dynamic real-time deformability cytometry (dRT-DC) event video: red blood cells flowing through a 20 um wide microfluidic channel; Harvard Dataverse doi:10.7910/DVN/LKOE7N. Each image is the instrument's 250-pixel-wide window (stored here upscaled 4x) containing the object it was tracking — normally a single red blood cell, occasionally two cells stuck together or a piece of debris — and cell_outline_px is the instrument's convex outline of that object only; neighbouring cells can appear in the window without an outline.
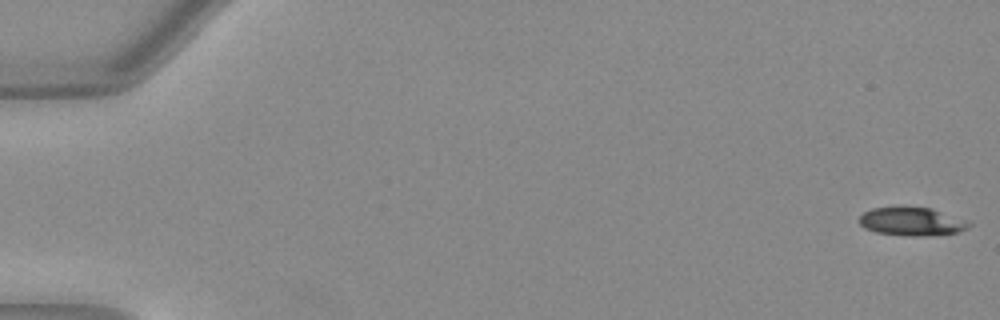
{"species": "Egyptian fruit bat (a non-hibernating species)", "species_latin": "Rousettus aegyptiacus", "temperature_condition": "warm", "stored_images_in_passage": 52, "camera_frame_rate_fps": 3000, "um_per_image_px": 0.085, "animal": {"sex": "female"}, "frame": {"image": 1, "passage_image": 1, "time_ms": 0.0, "image_size_px": [1000, 320], "cell_outline_px": [[972, 224], [968, 228], [956, 232], [924, 236], [904, 236], [876, 232], [864, 228], [860, 224], [860, 216], [864, 212], [872, 208], [932, 208], [968, 220]], "centroid_in_image_um": [77.53, 18.84], "position_along_channel_um": 7.5, "area_um2": 17.92}}
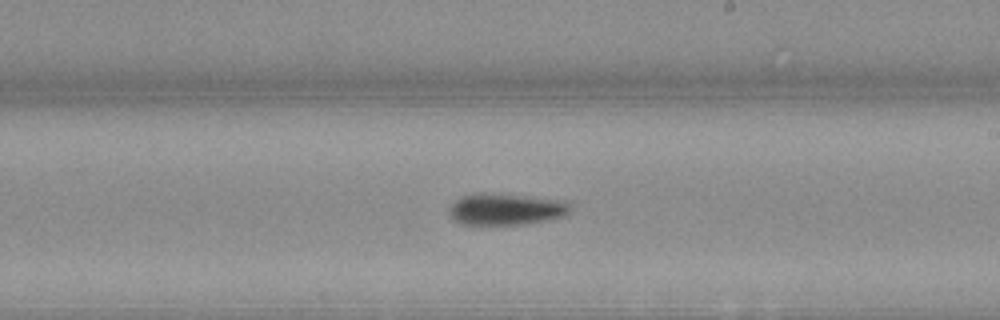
{"frame": {"image": 2, "passage_image": 31, "time_ms": 10.0, "image_size_px": [1000, 320], "cell_outline_px": [[572, 208], [564, 216], [548, 220], [524, 224], [460, 224], [452, 220], [448, 212], [448, 208], [460, 196], [524, 196], [564, 200], [572, 204]], "centroid_in_image_um": [43.05, 17.83], "position_along_channel_um": 246.0, "area_um2": 21.56}}
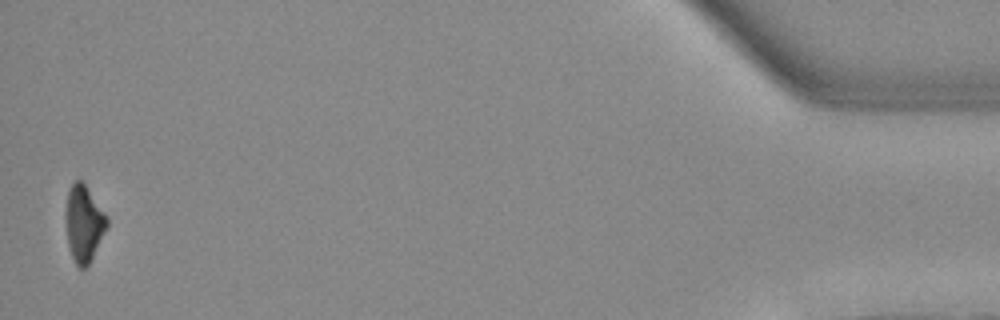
{"frame": {"image": 3, "passage_image": 51, "time_ms": 16.667, "image_size_px": [1000, 320], "cell_outline_px": [[108, 228], [88, 264], [84, 268], [76, 268], [68, 248], [64, 216], [64, 212], [68, 188], [76, 180], [80, 180], [84, 184], [108, 216]], "centroid_in_image_um": [7.1, 19.02], "position_along_channel_um": 428.1, "area_um2": 18.79}, "authors_computed_cell_mechanics": {"area_um2": 20.1144, "velocity_mm_per_s": 4.032, "shape_relaxation_time_tau1_ms": 4.4619, "shape_relaxation_time_tau2_ms": null, "deformation_change_tau1": 0.175, "deformation_change_tau2": null}}